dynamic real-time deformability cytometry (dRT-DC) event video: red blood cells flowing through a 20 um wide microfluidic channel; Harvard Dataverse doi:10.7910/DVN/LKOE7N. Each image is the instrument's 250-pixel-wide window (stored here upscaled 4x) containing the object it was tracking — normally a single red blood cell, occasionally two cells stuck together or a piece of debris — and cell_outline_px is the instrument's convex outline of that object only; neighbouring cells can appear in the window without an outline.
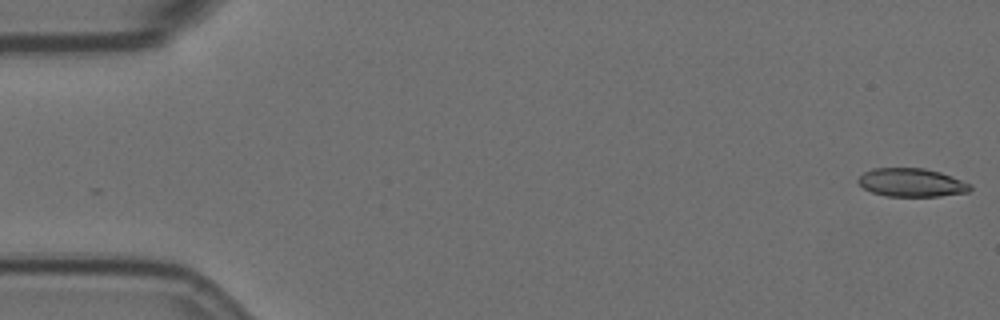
{"species": "Egyptian fruit bat (a non-hibernating species)", "species_latin": "Rousettus aegyptiacus", "temperature_condition": "room temperature", "stored_images_in_passage": 5, "camera_frame_rate_fps": 3000, "um_per_image_px": 0.085, "animal": {"sex": "female"}, "frame": {"image": 1, "passage_image": 1, "time_ms": 0.0, "image_size_px": [1000, 320], "cell_outline_px": [[972, 188], [968, 192], [940, 196], [888, 196], [872, 192], [864, 188], [856, 180], [864, 172], [872, 168], [924, 168], [940, 172], [972, 184]], "centroid_in_image_um": [77.49, 15.51], "position_along_channel_um": 7.5, "area_um2": 18.5}}
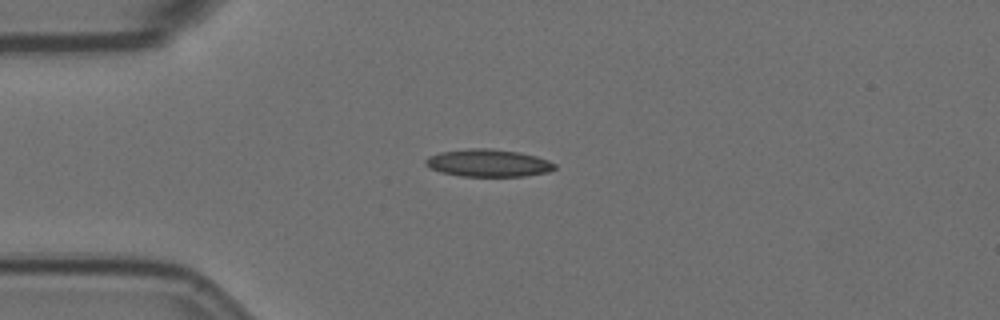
{"frame": {"image": 2, "passage_image": 5, "time_ms": 4.333, "image_size_px": [1000, 320], "cell_outline_px": [[556, 168], [548, 172], [524, 176], [460, 176], [440, 172], [428, 168], [424, 164], [424, 160], [428, 156], [440, 152], [468, 148], [492, 148], [520, 152], [536, 156], [548, 160], [556, 164]], "centroid_in_image_um": [41.47, 13.85], "position_along_channel_um": 43.5, "area_um2": 20.92}}